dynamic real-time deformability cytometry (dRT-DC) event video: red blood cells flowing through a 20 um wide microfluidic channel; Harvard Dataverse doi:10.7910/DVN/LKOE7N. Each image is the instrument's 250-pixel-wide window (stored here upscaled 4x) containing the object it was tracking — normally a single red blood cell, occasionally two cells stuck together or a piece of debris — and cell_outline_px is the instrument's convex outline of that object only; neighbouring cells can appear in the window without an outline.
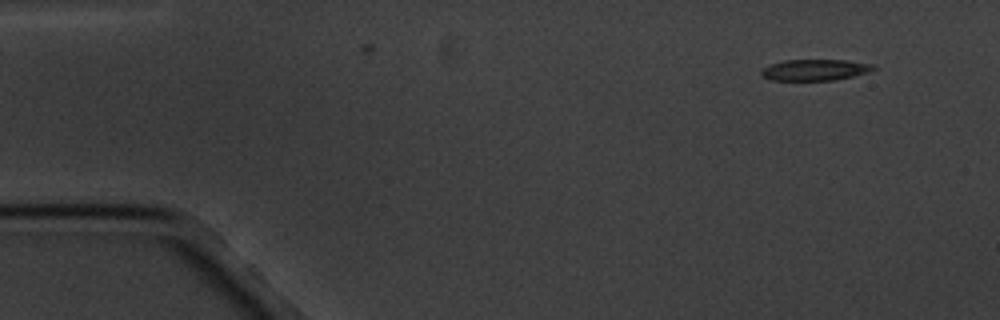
{"species": "common noctule bat (a hibernating species)", "species_latin": "Nyctalus noctula", "temperature_condition": "cold", "stored_images_in_passage": 2, "camera_frame_rate_fps": 3000, "um_per_image_px": 0.085, "animal": {"sex": "male", "body_mass_g": 20.1, "forearm_length_mm": 53.5}, "frame": {"image": 1, "passage_image": 1, "time_ms": 0.0, "image_size_px": [1000, 320], "cell_outline_px": [[876, 68], [868, 72], [852, 76], [832, 80], [772, 80], [760, 76], [760, 72], [764, 68], [772, 64], [784, 60], [848, 60], [876, 64]], "centroid_in_image_um": [69.29, 5.93], "position_along_channel_um": 15.7, "area_um2": 13.81}}